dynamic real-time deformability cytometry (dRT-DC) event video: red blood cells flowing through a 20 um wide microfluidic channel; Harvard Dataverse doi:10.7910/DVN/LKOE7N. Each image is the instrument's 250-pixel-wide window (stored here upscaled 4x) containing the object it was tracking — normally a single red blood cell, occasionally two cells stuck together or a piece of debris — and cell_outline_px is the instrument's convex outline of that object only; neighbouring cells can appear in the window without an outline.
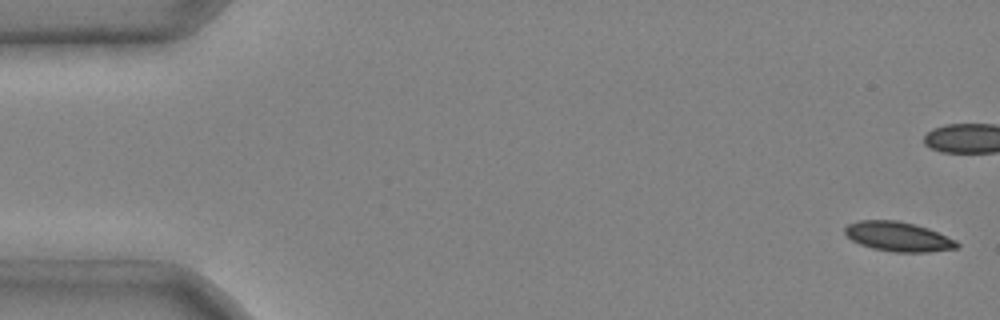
{"species": "common noctule bat (a hibernating species)", "species_latin": "Nyctalus noctula", "temperature_condition": "cold", "stored_images_in_passage": 8, "segment_of_instrument_passage": [1, 2], "camera_frame_rate_fps": 3000, "um_per_image_px": 0.085, "animal": {"sex": "male", "body_mass_g": 20.4}, "frame": {"image": 1, "passage_image": 1, "time_ms": 0.0, "image_size_px": [1000, 320], "cell_outline_px": [[960, 244], [956, 248], [928, 252], [896, 252], [872, 248], [860, 244], [852, 240], [844, 232], [844, 228], [848, 224], [860, 220], [896, 220], [928, 228], [956, 240]], "centroid_in_image_um": [76.34, 20.11], "position_along_channel_um": 8.7, "area_um2": 19.13}}
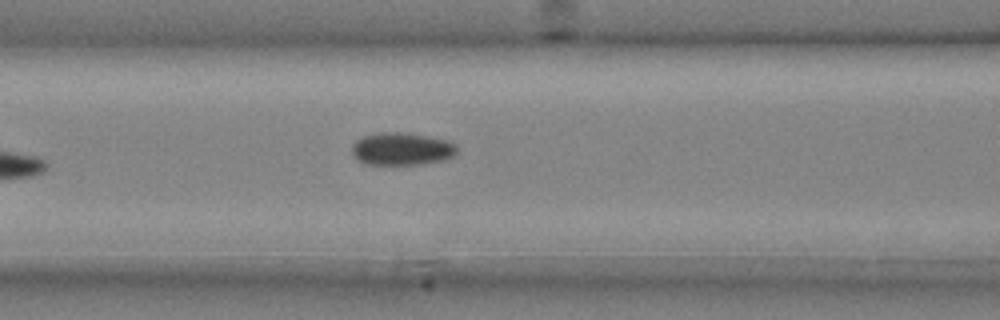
{"frame": {"image": 2, "passage_image": 7, "time_ms": 2.0, "image_size_px": [1000, 320], "cell_outline_px": [[456, 152], [452, 156], [444, 160], [392, 168], [364, 164], [356, 160], [352, 156], [352, 144], [356, 140], [364, 136], [380, 132], [396, 132], [428, 136], [448, 140], [456, 144]], "centroid_in_image_um": [34.08, 12.71], "position_along_channel_um": 132.5, "area_um2": 20.75}}